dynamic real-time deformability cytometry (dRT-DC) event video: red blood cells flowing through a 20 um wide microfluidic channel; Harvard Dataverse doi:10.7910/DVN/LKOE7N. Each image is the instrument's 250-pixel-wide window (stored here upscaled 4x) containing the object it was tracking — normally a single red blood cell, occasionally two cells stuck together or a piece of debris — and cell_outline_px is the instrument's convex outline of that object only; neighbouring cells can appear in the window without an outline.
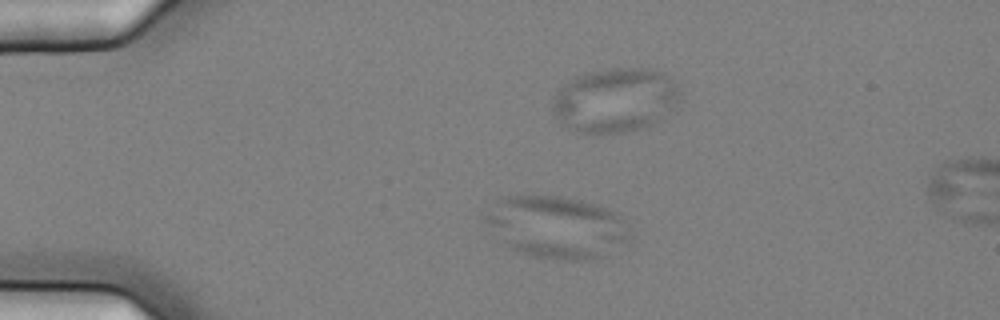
{"species": "common noctule bat (a hibernating species)", "species_latin": "Nyctalus noctula", "temperature_condition": "cold", "stored_images_in_passage": 18, "camera_frame_rate_fps": 3000, "um_per_image_px": 0.085, "animal": {"sex": "female", "body_mass_g": 25.1}, "frame": {"image": 1, "passage_image": 13, "time_ms": 4.0, "image_size_px": [1000, 320], "cell_outline_px": [[632, 240], [596, 260], [568, 260], [532, 256], [520, 252], [512, 248], [484, 220], [484, 216], [500, 196], [532, 192], [560, 196], [580, 200], [616, 212], [624, 220]], "centroid_in_image_um": [47.34, 19.26], "position_along_channel_um": 37.7, "area_um2": 52.66}}